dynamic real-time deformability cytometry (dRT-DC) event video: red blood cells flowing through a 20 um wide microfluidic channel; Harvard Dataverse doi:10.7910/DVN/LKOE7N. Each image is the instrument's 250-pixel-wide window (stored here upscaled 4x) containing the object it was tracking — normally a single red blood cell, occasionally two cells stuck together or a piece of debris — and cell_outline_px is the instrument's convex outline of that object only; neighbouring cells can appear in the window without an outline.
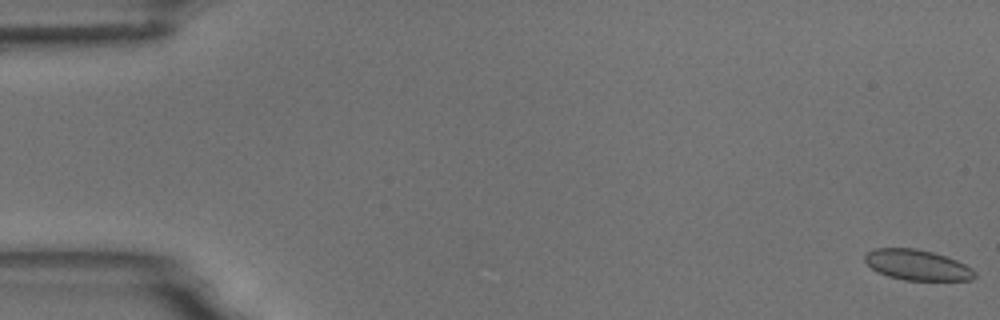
{"species": "common noctule bat (a hibernating species)", "species_latin": "Nyctalus noctula", "temperature_condition": "room temperature", "stored_images_in_passage": 6, "camera_frame_rate_fps": 3000, "um_per_image_px": 0.085, "animal": {"sex": "male", "body_mass_g": 18.8}, "frame": {"image": 1, "passage_image": 1, "time_ms": 0.0, "image_size_px": [1000, 320], "cell_outline_px": [[976, 276], [972, 280], [904, 280], [888, 276], [872, 268], [864, 260], [864, 256], [868, 252], [876, 248], [916, 248], [932, 252], [956, 260], [972, 268], [976, 272]], "centroid_in_image_um": [77.98, 22.52], "position_along_channel_um": 7.0, "area_um2": 19.36}}
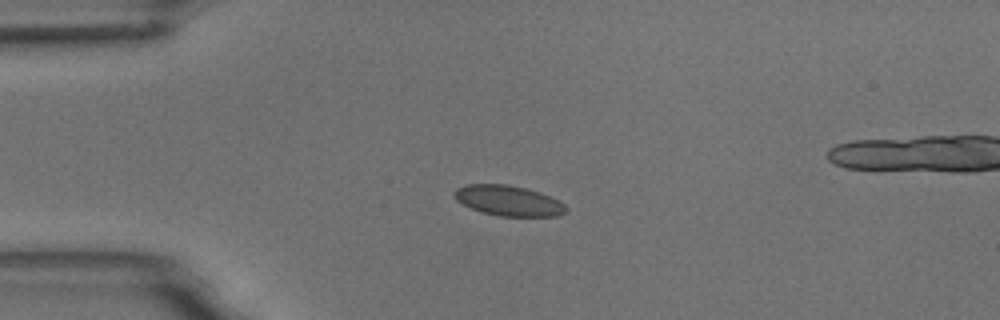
{"frame": {"image": 2, "passage_image": 5, "time_ms": 4.333, "image_size_px": [1000, 320], "cell_outline_px": [[568, 212], [560, 216], [500, 216], [480, 212], [456, 200], [452, 196], [452, 192], [456, 188], [464, 184], [508, 184], [540, 192], [560, 200], [568, 208]], "centroid_in_image_um": [43.22, 17.05], "position_along_channel_um": 41.8, "area_um2": 20.06}}